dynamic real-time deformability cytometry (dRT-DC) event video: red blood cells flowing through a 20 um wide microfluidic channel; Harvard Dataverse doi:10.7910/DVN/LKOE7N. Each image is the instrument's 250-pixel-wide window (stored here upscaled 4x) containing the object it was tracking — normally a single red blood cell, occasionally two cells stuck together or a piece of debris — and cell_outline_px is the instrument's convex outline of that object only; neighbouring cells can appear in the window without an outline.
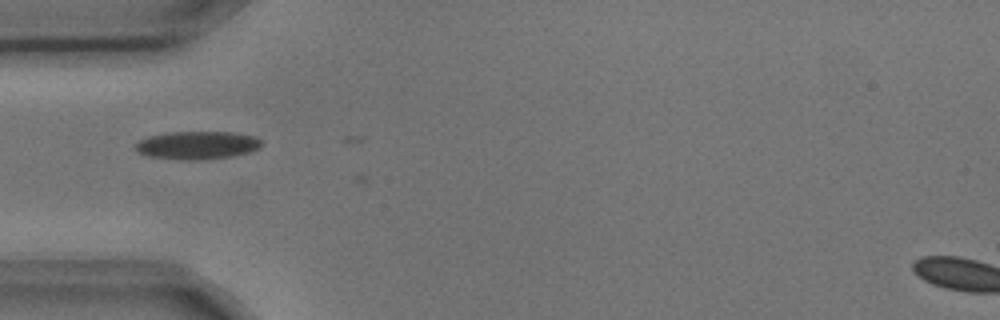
{"species": "common noctule bat (a hibernating species)", "species_latin": "Nyctalus noctula", "temperature_condition": "cold", "stored_images_in_passage": 6, "camera_frame_rate_fps": 3000, "um_per_image_px": 0.085, "animal": {"sex": "male", "body_mass_g": 17.9, "forearm_length_mm": 54.2}, "frame": {"image": 1, "passage_image": 4, "time_ms": 1.0, "image_size_px": [1000, 320], "cell_outline_px": [[264, 144], [260, 148], [252, 152], [232, 156], [196, 160], [188, 160], [148, 156], [140, 152], [136, 148], [136, 144], [140, 140], [148, 136], [168, 132], [232, 132], [256, 136]], "centroid_in_image_um": [16.84, 12.33], "position_along_channel_um": 68.2, "area_um2": 20.58}}